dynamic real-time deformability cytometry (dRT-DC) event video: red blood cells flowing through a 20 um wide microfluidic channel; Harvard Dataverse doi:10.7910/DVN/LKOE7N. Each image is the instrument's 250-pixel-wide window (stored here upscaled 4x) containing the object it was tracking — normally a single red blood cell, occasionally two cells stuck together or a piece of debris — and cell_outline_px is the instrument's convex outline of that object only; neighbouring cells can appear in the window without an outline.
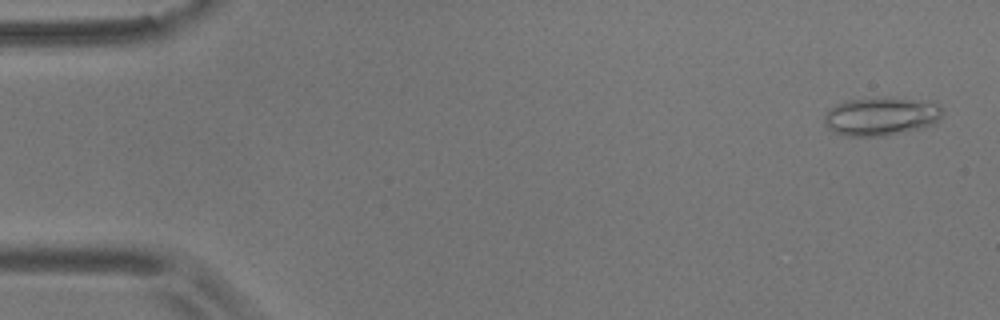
{"species": "common noctule bat (a hibernating species)", "species_latin": "Nyctalus noctula", "temperature_condition": "room temperature", "stored_images_in_passage": 22, "camera_frame_rate_fps": 3000, "um_per_image_px": 0.085, "animal": {"sex": "male", "body_mass_g": 17.9}, "frame": {"image": 1, "passage_image": 1, "time_ms": 0.0, "image_size_px": [1000, 320], "cell_outline_px": [[944, 116], [936, 124], [920, 128], [884, 136], [848, 136], [836, 132], [828, 128], [824, 124], [824, 112], [828, 108], [836, 104], [848, 100], [892, 96], [940, 104], [944, 108]], "centroid_in_image_um": [74.92, 9.87], "position_along_channel_um": 10.1, "area_um2": 26.93}}
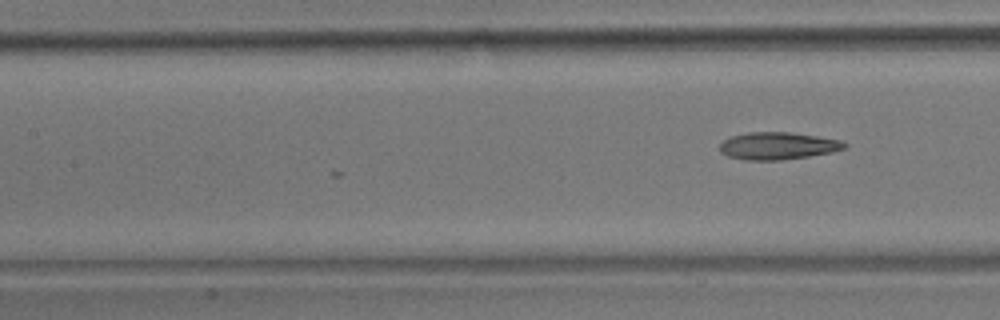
{"frame": {"image": 2, "passage_image": 22, "time_ms": 7.0, "image_size_px": [1000, 320], "cell_outline_px": [[848, 144], [844, 148], [832, 152], [808, 156], [780, 160], [744, 160], [728, 156], [720, 152], [720, 144], [724, 140], [732, 136], [748, 132], [792, 132], [840, 140]], "centroid_in_image_um": [66.1, 12.39], "position_along_channel_um": 141.3, "area_um2": 19.77}}